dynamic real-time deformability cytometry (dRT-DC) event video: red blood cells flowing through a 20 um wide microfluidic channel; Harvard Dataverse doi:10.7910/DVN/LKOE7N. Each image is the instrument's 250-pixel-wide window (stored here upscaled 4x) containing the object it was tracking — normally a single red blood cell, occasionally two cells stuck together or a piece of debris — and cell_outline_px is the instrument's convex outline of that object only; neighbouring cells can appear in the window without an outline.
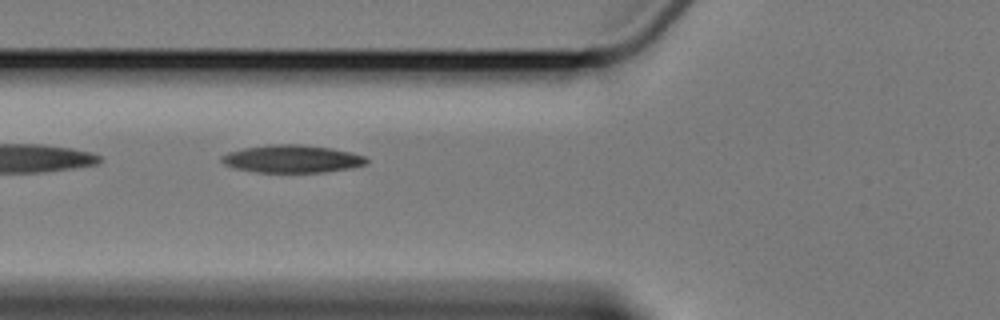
{"species": "Egyptian fruit bat (a non-hibernating species)", "species_latin": "Rousettus aegyptiacus", "temperature_condition": "cold", "stored_images_in_passage": 4, "camera_frame_rate_fps": 3000, "um_per_image_px": 0.085, "animal": {"sex": "female"}, "frame": {"image": 1, "passage_image": 3, "time_ms": 2.667, "image_size_px": [1000, 320], "cell_outline_px": [[368, 160], [364, 164], [352, 168], [324, 172], [256, 172], [236, 168], [224, 164], [220, 160], [220, 156], [228, 152], [244, 148], [272, 144], [304, 144], [332, 148], [352, 152], [364, 156]], "centroid_in_image_um": [24.82, 13.49], "position_along_channel_um": 101.0, "area_um2": 23.41}}